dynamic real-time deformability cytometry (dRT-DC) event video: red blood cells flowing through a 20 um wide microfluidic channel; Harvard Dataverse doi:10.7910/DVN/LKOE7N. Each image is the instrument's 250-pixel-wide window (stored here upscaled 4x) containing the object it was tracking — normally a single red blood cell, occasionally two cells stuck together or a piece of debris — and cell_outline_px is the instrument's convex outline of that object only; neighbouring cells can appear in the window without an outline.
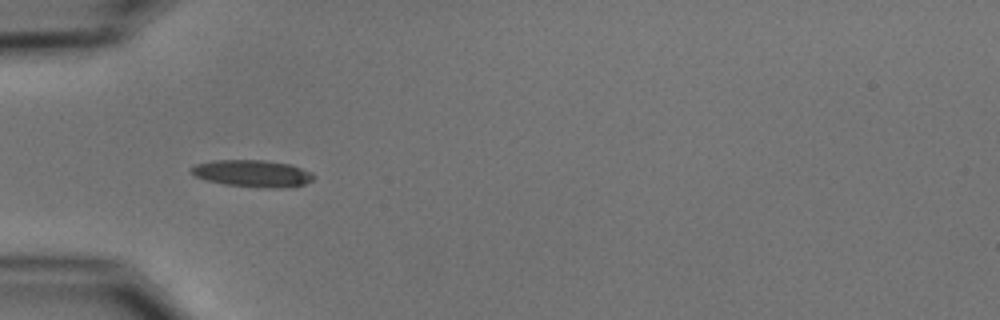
{"species": "common noctule bat (a hibernating species)", "species_latin": "Nyctalus noctula", "temperature_condition": "cold", "stored_images_in_passage": 3, "camera_frame_rate_fps": 3000, "um_per_image_px": 0.085, "animal": {"sex": "male", "body_mass_g": 15.6}, "frame": {"image": 1, "passage_image": 1, "time_ms": 0.0, "image_size_px": [1000, 320], "cell_outline_px": [[312, 180], [304, 184], [284, 188], [260, 188], [224, 184], [208, 180], [196, 176], [188, 172], [188, 168], [196, 164], [212, 160], [264, 160], [292, 164], [312, 172]], "centroid_in_image_um": [21.44, 14.74], "position_along_channel_um": 63.6, "area_um2": 19.42}}